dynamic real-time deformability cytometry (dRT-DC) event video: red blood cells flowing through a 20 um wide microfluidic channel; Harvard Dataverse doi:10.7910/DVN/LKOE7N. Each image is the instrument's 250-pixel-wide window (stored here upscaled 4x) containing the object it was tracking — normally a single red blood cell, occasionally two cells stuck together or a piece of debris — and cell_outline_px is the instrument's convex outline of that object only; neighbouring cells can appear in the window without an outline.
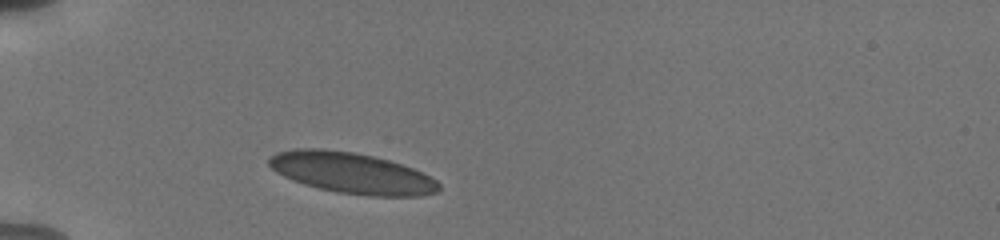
{"species": "human", "species_latin": "Homo sapiens", "temperature_condition": "cold", "stored_images_in_passage": 33, "camera_frame_rate_fps": 3000, "um_per_image_px": 0.085, "donor": {"sex": "male"}, "frame": {"image": 1, "passage_image": 1, "time_ms": 0.0, "image_size_px": [1000, 240], "cell_outline_px": [[440, 188], [436, 192], [420, 196], [368, 196], [336, 192], [304, 184], [292, 180], [276, 172], [268, 164], [268, 156], [276, 152], [296, 148], [324, 148], [352, 152], [372, 156], [388, 160], [424, 172], [436, 180], [440, 184]], "centroid_in_image_um": [29.88, 14.7], "position_along_channel_um": 55.1, "area_um2": 40.63}}
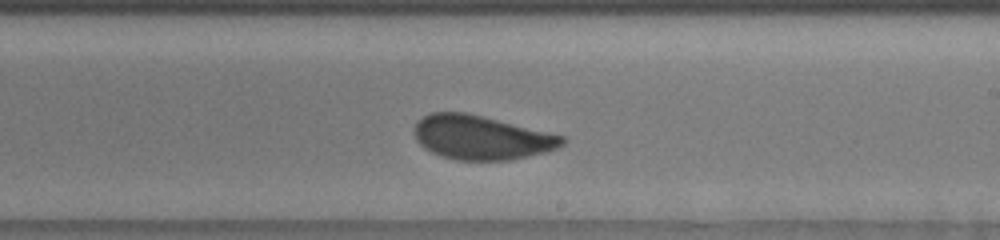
{"frame": {"image": 2, "passage_image": 18, "time_ms": 5.667, "image_size_px": [1000, 240], "cell_outline_px": [[568, 140], [564, 144], [548, 152], [512, 160], [456, 160], [432, 152], [424, 148], [416, 140], [416, 124], [424, 116], [432, 112], [464, 112], [564, 136]], "centroid_in_image_um": [40.95, 11.7], "position_along_channel_um": 248.0, "area_um2": 37.57}}
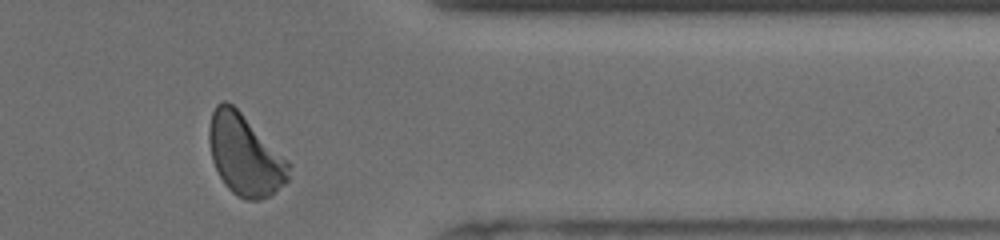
{"frame": {"image": 3, "passage_image": 30, "time_ms": 9.667, "image_size_px": [1000, 240], "cell_outline_px": [[292, 164], [288, 180], [268, 196], [260, 200], [248, 200], [236, 196], [224, 184], [212, 160], [208, 140], [208, 128], [212, 112], [216, 104], [224, 100], [232, 104]], "centroid_in_image_um": [20.8, 13.18], "position_along_channel_um": 390.6, "area_um2": 37.34}, "authors_computed_cell_mechanics": {"area_um2": 38.3792, "velocity_mm_per_s": 3.766, "shape_relaxation_time_tau1_ms": 4.0799, "shape_relaxation_time_tau2_ms": null, "deformation_change_tau1": 0.1223, "deformation_change_tau2": null}}